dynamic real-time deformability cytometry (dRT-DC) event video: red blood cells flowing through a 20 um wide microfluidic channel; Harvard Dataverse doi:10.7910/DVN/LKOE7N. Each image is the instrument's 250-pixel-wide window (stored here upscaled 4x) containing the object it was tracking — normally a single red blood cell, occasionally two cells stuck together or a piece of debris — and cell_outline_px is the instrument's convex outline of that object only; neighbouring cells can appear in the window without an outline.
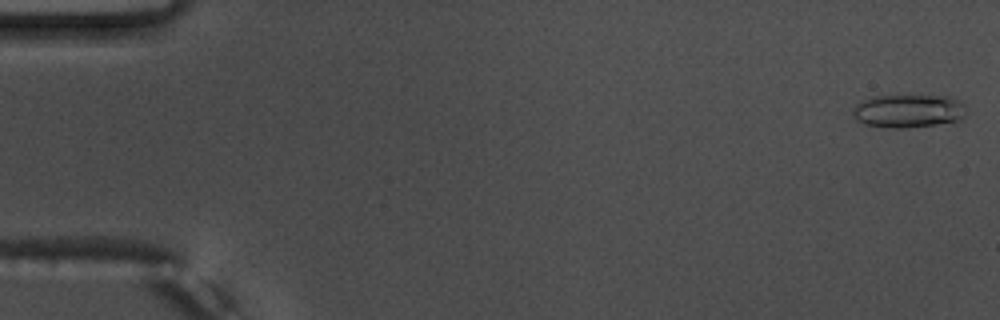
{"species": "common noctule bat (a hibernating species)", "species_latin": "Nyctalus noctula", "temperature_condition": "warm", "stored_images_in_passage": 18, "camera_frame_rate_fps": 3000, "um_per_image_px": 0.085, "animal": {"sex": "male", "body_mass_g": 17.5, "forearm_length_mm": 52.3}, "frame": {"image": 1, "passage_image": 1, "time_ms": 0.0, "image_size_px": [1000, 320], "cell_outline_px": [[964, 116], [960, 120], [908, 128], [888, 128], [864, 124], [856, 120], [852, 112], [852, 108], [856, 104], [872, 96], [952, 96], [960, 100], [964, 104]], "centroid_in_image_um": [77.19, 9.43], "position_along_channel_um": 7.8, "area_um2": 22.02}}